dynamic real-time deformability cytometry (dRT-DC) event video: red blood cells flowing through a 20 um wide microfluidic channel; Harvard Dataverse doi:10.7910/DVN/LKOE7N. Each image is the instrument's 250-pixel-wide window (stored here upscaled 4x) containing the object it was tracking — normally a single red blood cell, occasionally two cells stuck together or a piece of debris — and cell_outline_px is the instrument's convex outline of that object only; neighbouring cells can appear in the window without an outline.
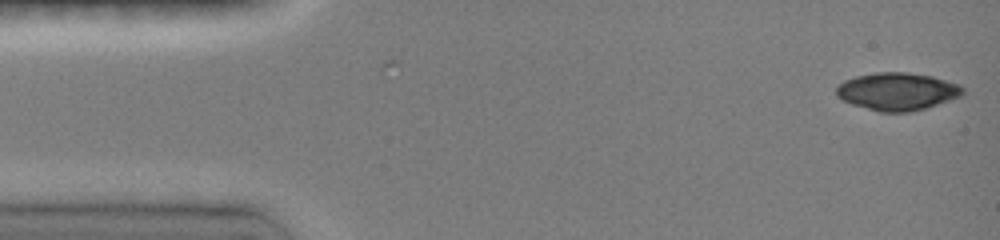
{"species": "common noctule bat (a hibernating species)", "species_latin": "Nyctalus noctula", "temperature_condition": "room temperature", "stored_images_in_passage": 2, "camera_frame_rate_fps": 3000, "um_per_image_px": 0.085, "animal": {"sex": "female", "body_mass_g": 19.0, "forearm_length_mm": 51.5}, "frame": {"image": 1, "passage_image": 2, "time_ms": 1.0, "image_size_px": [1000, 240], "cell_outline_px": [[964, 92], [960, 96], [924, 108], [908, 112], [880, 112], [852, 104], [836, 96], [836, 88], [844, 80], [856, 76], [876, 72], [908, 72], [932, 76], [960, 84], [964, 88]], "centroid_in_image_um": [76.26, 7.76], "position_along_channel_um": 8.7, "area_um2": 27.57}}